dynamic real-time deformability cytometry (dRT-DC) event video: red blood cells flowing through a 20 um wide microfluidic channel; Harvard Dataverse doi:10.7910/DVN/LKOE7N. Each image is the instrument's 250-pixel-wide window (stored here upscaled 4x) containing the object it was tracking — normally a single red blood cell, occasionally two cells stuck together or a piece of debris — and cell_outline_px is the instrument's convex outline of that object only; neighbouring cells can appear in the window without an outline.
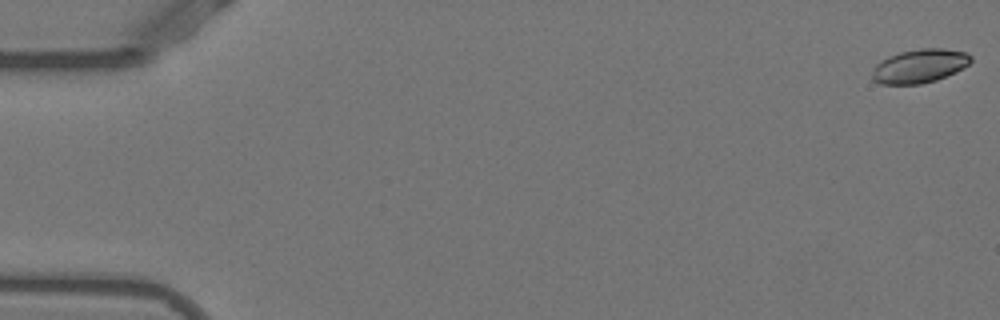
{"species": "Egyptian fruit bat (a non-hibernating species)", "species_latin": "Rousettus aegyptiacus", "temperature_condition": "warm", "stored_images_in_passage": 53, "camera_frame_rate_fps": 3000, "um_per_image_px": 0.085, "animal": {"sex": "female"}, "frame": {"image": 1, "passage_image": 1, "time_ms": 0.0, "image_size_px": [1000, 320], "cell_outline_px": [[972, 60], [968, 64], [956, 72], [936, 80], [920, 84], [880, 84], [872, 80], [872, 68], [880, 60], [888, 56], [900, 52], [920, 48], [944, 48], [968, 52], [972, 56]], "centroid_in_image_um": [78.15, 5.6], "position_along_channel_um": 6.8, "area_um2": 19.65}}
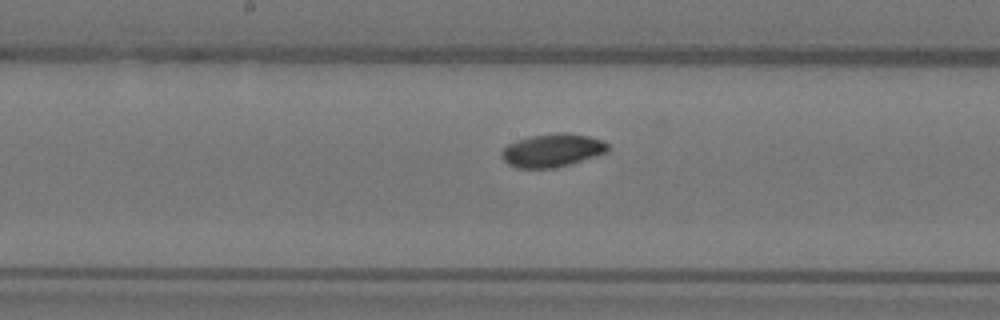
{"frame": {"image": 2, "passage_image": 28, "time_ms": 9.0, "image_size_px": [1000, 320], "cell_outline_px": [[608, 152], [556, 168], [516, 168], [508, 164], [500, 156], [500, 152], [508, 144], [516, 140], [528, 136], [560, 132], [568, 132], [588, 136], [600, 140], [608, 144]], "centroid_in_image_um": [46.91, 12.77], "position_along_channel_um": 201.3, "area_um2": 20.63}}
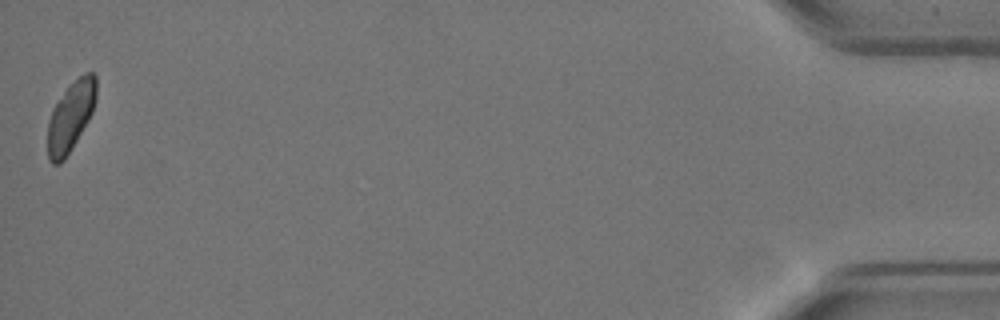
{"frame": {"image": 3, "passage_image": 53, "time_ms": 17.333, "image_size_px": [1000, 320], "cell_outline_px": [[96, 100], [92, 112], [88, 120], [64, 160], [60, 164], [52, 164], [48, 160], [48, 120], [52, 108], [64, 92], [84, 72], [92, 72], [96, 76]], "centroid_in_image_um": [6.0, 9.91], "position_along_channel_um": 429.2, "area_um2": 19.42}}